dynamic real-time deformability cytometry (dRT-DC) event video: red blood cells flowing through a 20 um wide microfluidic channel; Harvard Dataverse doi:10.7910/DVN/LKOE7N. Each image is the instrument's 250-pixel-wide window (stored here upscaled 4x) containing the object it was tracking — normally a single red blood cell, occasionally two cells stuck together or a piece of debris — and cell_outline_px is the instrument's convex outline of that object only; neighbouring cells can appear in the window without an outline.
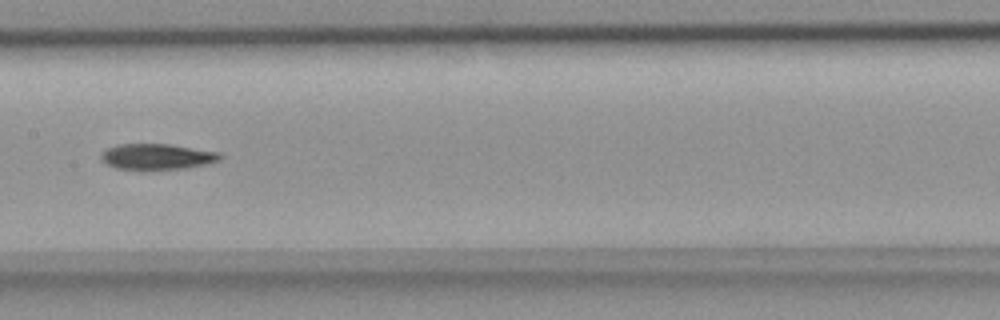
{"species": "common noctule bat (a hibernating species)", "species_latin": "Nyctalus noctula", "temperature_condition": "room temperature", "stored_images_in_passage": 7, "camera_frame_rate_fps": 3000, "um_per_image_px": 0.085, "animal": {"sex": "female", "body_mass_g": 18.4}, "frame": {"image": 1, "passage_image": 6, "time_ms": 1.667, "image_size_px": [1000, 320], "cell_outline_px": [[224, 156], [220, 160], [188, 168], [116, 168], [100, 160], [100, 156], [108, 148], [120, 144], [168, 144], [220, 152]], "centroid_in_image_um": [13.39, 13.29], "position_along_channel_um": 194.0, "area_um2": 17.4}}
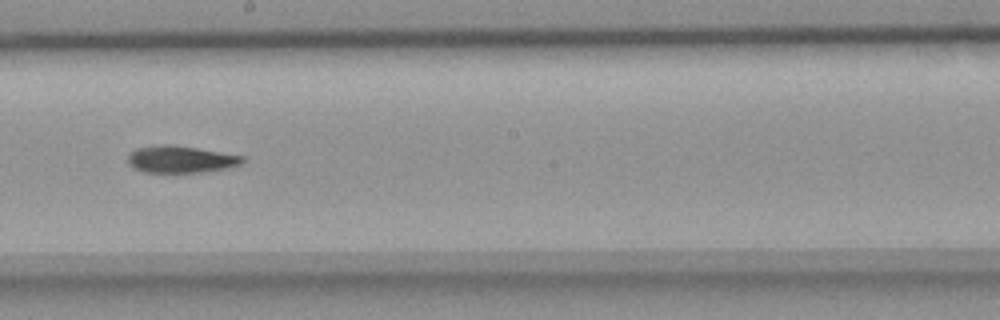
{"frame": {"image": 2, "passage_image": 7, "time_ms": 2.0, "image_size_px": [1000, 320], "cell_outline_px": [[244, 160], [240, 164], [228, 168], [200, 172], [144, 172], [128, 164], [128, 152], [136, 148], [164, 144], [196, 148], [244, 156]], "centroid_in_image_um": [15.33, 13.54], "position_along_channel_um": 232.9, "area_um2": 17.8}}